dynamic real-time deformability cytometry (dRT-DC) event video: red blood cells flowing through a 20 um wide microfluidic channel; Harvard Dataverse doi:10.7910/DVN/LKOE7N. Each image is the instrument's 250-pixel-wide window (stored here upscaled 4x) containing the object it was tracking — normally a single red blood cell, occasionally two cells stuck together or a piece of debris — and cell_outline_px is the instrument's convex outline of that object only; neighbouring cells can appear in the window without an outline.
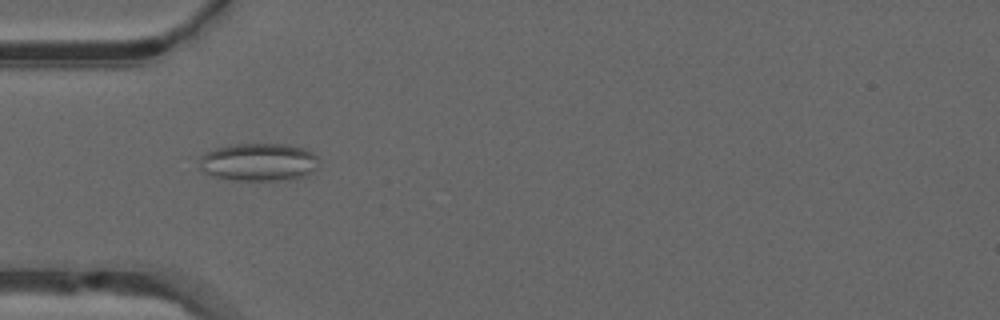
{"species": "common noctule bat (a hibernating species)", "species_latin": "Nyctalus noctula", "temperature_condition": "warm", "stored_images_in_passage": 38, "camera_frame_rate_fps": 3000, "um_per_image_px": 0.085, "animal": {"sex": "male", "forearm_length_mm": 52.5}, "frame": {"image": 1, "passage_image": 3, "time_ms": 0.667, "image_size_px": [1000, 320], "cell_outline_px": [[320, 168], [304, 176], [288, 180], [236, 180], [212, 176], [200, 172], [200, 156], [204, 152], [216, 148], [232, 144], [288, 144], [304, 148], [312, 152], [316, 156], [320, 164]], "centroid_in_image_um": [22.0, 13.78], "position_along_channel_um": 63.0, "area_um2": 26.82}}
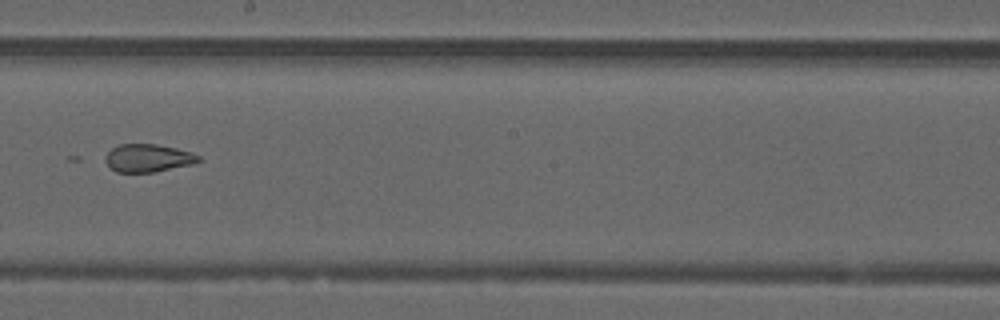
{"frame": {"image": 2, "passage_image": 16, "time_ms": 5.0, "image_size_px": [1000, 320], "cell_outline_px": [[200, 160], [196, 164], [152, 172], [116, 172], [104, 160], [104, 156], [112, 148], [120, 144], [156, 144], [176, 148], [192, 152], [200, 156]], "centroid_in_image_um": [12.61, 13.43], "position_along_channel_um": 235.6, "area_um2": 15.2}}
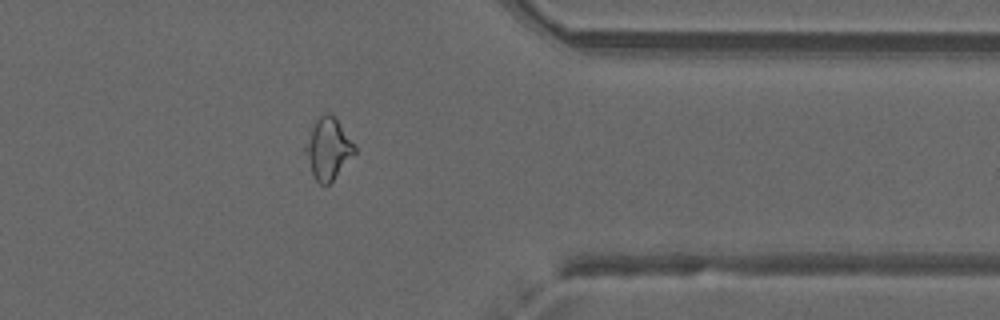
{"frame": {"image": 3, "passage_image": 28, "time_ms": 9.0, "image_size_px": [1000, 320], "cell_outline_px": [[356, 152], [332, 180], [328, 184], [320, 184], [316, 180], [300, 152], [316, 120], [324, 112], [328, 112], [336, 120], [356, 148]], "centroid_in_image_um": [27.8, 12.66], "position_along_channel_um": 383.6, "area_um2": 17.4}, "authors_computed_cell_mechanics": {"area_um2": 17.4845, "velocity_mm_per_s": 4.0114, "shape_relaxation_time_tau1_ms": null, "shape_relaxation_time_tau2_ms": 1.757, "deformation_change_tau1": null, "deformation_change_tau2": 0.0932}}